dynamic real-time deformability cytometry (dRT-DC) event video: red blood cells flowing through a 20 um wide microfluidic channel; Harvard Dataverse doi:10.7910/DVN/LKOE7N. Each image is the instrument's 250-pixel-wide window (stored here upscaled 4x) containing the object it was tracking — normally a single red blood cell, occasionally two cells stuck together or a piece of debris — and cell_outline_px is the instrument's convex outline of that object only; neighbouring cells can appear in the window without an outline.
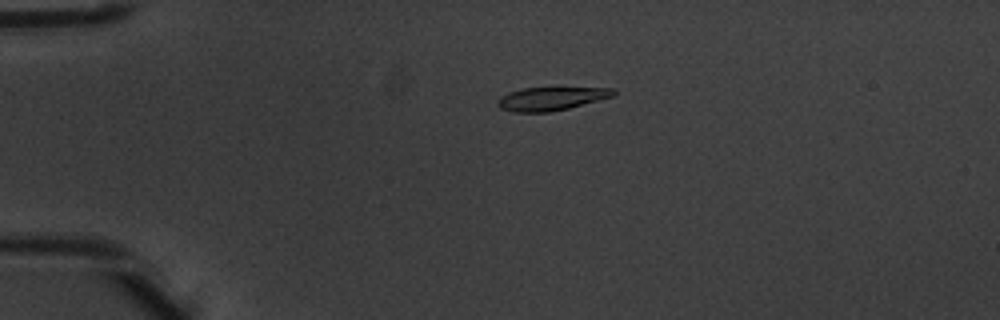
{"species": "common noctule bat (a hibernating species)", "species_latin": "Nyctalus noctula", "temperature_condition": "warm", "stored_images_in_passage": 4, "camera_frame_rate_fps": 3000, "um_per_image_px": 0.085, "animal": {"sex": "male", "body_mass_g": 20.1, "forearm_length_mm": 53.5}, "frame": {"image": 1, "passage_image": 4, "time_ms": 1.0, "image_size_px": [1000, 320], "cell_outline_px": [[616, 96], [568, 108], [548, 112], [516, 112], [500, 108], [496, 104], [496, 100], [500, 96], [508, 92], [524, 88], [612, 88], [616, 92]], "centroid_in_image_um": [46.83, 8.39], "position_along_channel_um": 38.2, "area_um2": 15.72}}